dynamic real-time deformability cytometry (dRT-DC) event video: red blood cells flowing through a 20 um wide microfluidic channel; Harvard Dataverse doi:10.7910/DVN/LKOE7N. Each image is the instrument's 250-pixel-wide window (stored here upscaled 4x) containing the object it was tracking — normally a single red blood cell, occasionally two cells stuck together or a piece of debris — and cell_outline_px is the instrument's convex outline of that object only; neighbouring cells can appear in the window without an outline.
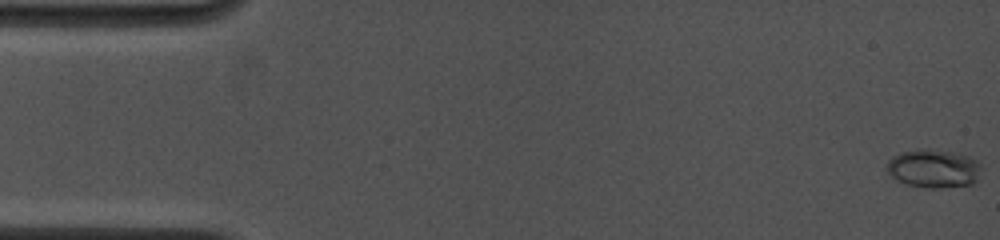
{"species": "common noctule bat (a hibernating species)", "species_latin": "Nyctalus noctula", "temperature_condition": "cold", "stored_images_in_passage": 12, "camera_frame_rate_fps": 4500, "um_per_image_px": 0.085, "animal": {"sex": "female", "body_mass_g": 19.0, "forearm_length_mm": 53.3}, "frame": {"image": 1, "passage_image": 1, "time_ms": 0.0, "image_size_px": [1000, 240], "cell_outline_px": [[980, 168], [976, 180], [972, 184], [944, 188], [924, 188], [904, 184], [896, 180], [884, 168], [888, 160], [892, 156], [900, 152], [928, 148], [952, 152], [968, 156], [976, 160], [980, 164]], "centroid_in_image_um": [79.3, 14.33], "position_along_channel_um": 5.7, "area_um2": 21.39}}